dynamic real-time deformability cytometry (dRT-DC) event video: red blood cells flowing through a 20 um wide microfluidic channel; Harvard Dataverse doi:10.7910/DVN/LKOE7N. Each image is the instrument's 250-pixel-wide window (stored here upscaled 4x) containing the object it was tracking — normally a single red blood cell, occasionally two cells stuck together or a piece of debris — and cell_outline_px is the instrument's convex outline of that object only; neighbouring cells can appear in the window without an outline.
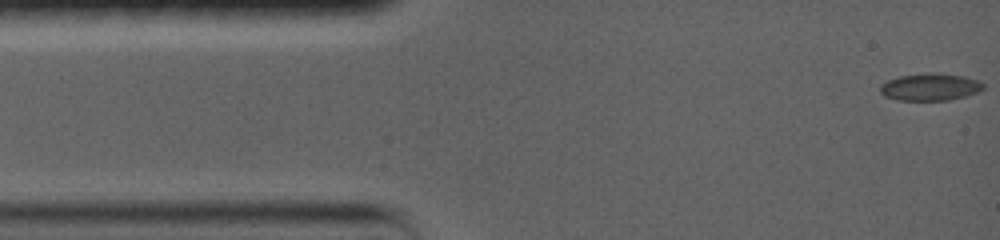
{"species": "common noctule bat (a hibernating species)", "species_latin": "Nyctalus noctula", "temperature_condition": "warm", "stored_images_in_passage": 9, "camera_frame_rate_fps": 5000, "um_per_image_px": 0.085, "animal": {"sex": "female", "body_mass_g": 19.0, "forearm_length_mm": 56.7}, "frame": {"image": 1, "passage_image": 1, "time_ms": 0.0, "image_size_px": [1000, 240], "cell_outline_px": [[984, 88], [976, 92], [964, 96], [944, 100], [900, 100], [888, 96], [880, 88], [888, 80], [904, 76], [960, 76], [976, 80], [984, 84]], "centroid_in_image_um": [79.1, 7.45], "position_along_channel_um": 5.9, "area_um2": 14.74}}
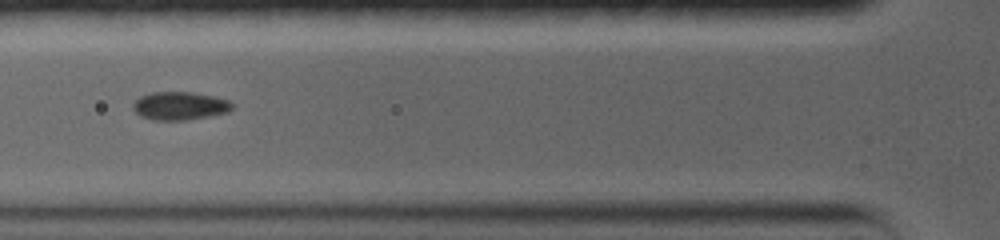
{"frame": {"image": 2, "passage_image": 6, "time_ms": 4.8, "image_size_px": [1000, 240], "cell_outline_px": [[228, 108], [224, 112], [176, 120], [160, 120], [144, 116], [136, 112], [136, 100], [144, 96], [160, 92], [180, 92], [204, 96], [224, 100], [228, 104]], "centroid_in_image_um": [15.17, 9.0], "position_along_channel_um": 110.6, "area_um2": 14.28}}
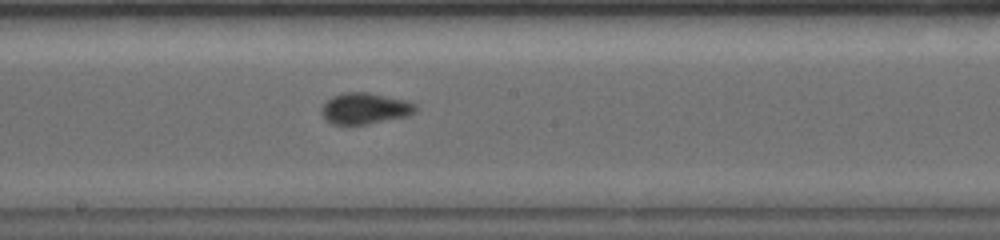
{"frame": {"image": 3, "passage_image": 9, "time_ms": 7.6, "image_size_px": [1000, 240], "cell_outline_px": [[412, 108], [408, 112], [396, 116], [360, 124], [336, 124], [328, 120], [324, 116], [324, 108], [328, 100], [336, 96], [356, 92], [364, 92], [408, 104]], "centroid_in_image_um": [30.79, 9.23], "position_along_channel_um": 217.4, "area_um2": 14.45}}